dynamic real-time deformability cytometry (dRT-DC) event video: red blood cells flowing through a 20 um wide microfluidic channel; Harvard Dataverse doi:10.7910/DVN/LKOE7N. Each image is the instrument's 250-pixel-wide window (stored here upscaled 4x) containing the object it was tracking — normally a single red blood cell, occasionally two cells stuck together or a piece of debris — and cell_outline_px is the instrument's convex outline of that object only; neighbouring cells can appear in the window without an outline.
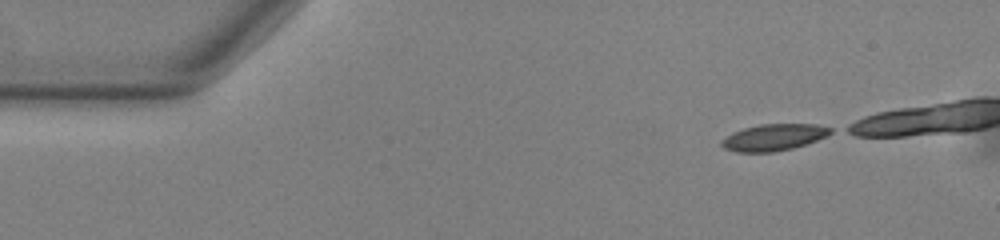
{"species": "common noctule bat (a hibernating species)", "species_latin": "Nyctalus noctula", "temperature_condition": "warm", "stored_images_in_passage": 38, "camera_frame_rate_fps": 3000, "um_per_image_px": 0.085, "animal": {"sex": "male", "body_mass_g": 13.0, "forearm_length_mm": 53.1}, "frame": {"image": 1, "passage_image": 1, "time_ms": 0.0, "image_size_px": [1000, 240], "cell_outline_px": [[832, 132], [816, 140], [792, 148], [772, 152], [736, 152], [724, 148], [720, 144], [720, 140], [732, 132], [744, 128], [760, 124], [816, 124], [832, 128]], "centroid_in_image_um": [65.71, 11.67], "position_along_channel_um": 19.3, "area_um2": 16.76}}
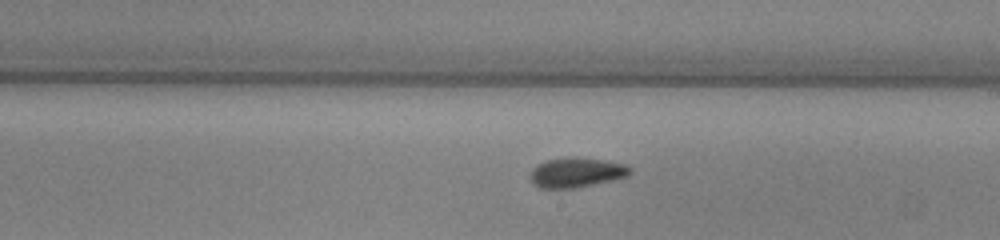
{"frame": {"image": 2, "passage_image": 25, "time_ms": 8.0, "image_size_px": [1000, 240], "cell_outline_px": [[632, 172], [628, 176], [612, 180], [572, 188], [540, 188], [532, 184], [532, 168], [536, 164], [548, 160], [600, 160], [628, 164], [632, 168]], "centroid_in_image_um": [49.03, 14.7], "position_along_channel_um": 240.0, "area_um2": 16.47}}
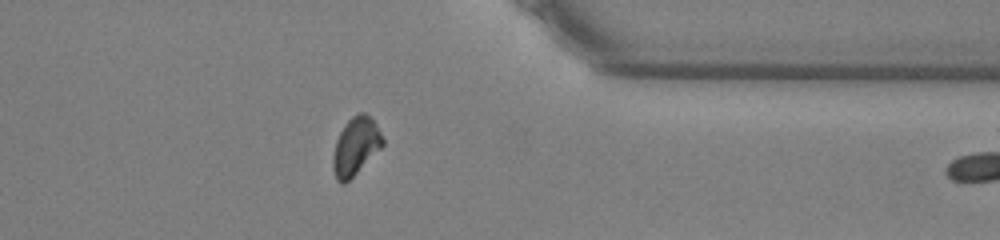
{"frame": {"image": 3, "passage_image": 37, "time_ms": 12.0, "image_size_px": [1000, 240], "cell_outline_px": [[384, 144], [344, 184], [340, 184], [336, 180], [332, 168], [332, 156], [336, 140], [344, 124], [352, 116], [360, 112], [364, 112], [376, 124], [384, 140]], "centroid_in_image_um": [30.19, 12.43], "position_along_channel_um": 381.2, "area_um2": 16.47}}